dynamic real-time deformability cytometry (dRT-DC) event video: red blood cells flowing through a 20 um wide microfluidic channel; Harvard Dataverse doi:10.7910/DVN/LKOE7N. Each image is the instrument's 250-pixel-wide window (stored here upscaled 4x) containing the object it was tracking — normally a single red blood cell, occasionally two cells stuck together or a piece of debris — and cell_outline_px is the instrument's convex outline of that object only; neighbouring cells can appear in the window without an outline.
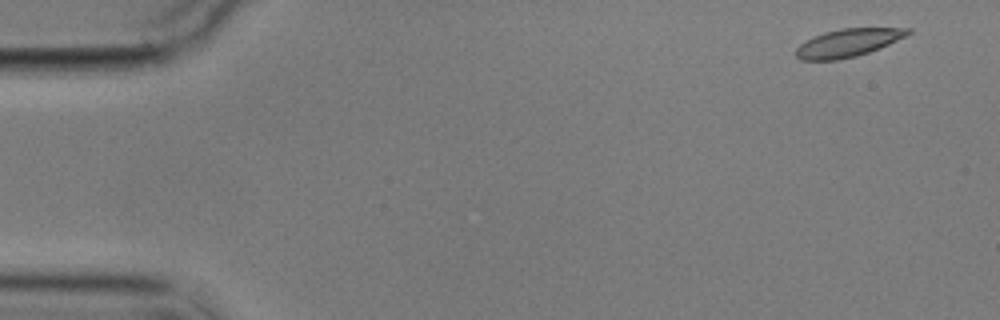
{"species": "common noctule bat (a hibernating species)", "species_latin": "Nyctalus noctula", "temperature_condition": "cold", "stored_images_in_passage": 5, "camera_frame_rate_fps": 3000, "um_per_image_px": 0.085, "animal": {"sex": "male", "body_mass_g": 17.9}, "frame": {"image": 1, "passage_image": 1, "time_ms": 0.0, "image_size_px": [1000, 320], "cell_outline_px": [[912, 32], [908, 36], [880, 48], [856, 56], [836, 60], [800, 60], [796, 56], [796, 48], [800, 44], [824, 32], [840, 28], [912, 28]], "centroid_in_image_um": [72.13, 3.63], "position_along_channel_um": 12.9, "area_um2": 18.21}}
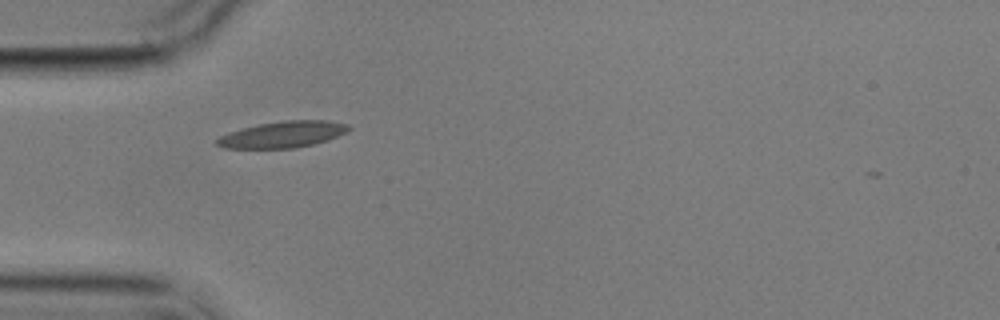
{"frame": {"image": 2, "passage_image": 4, "time_ms": 4.667, "image_size_px": [1000, 320], "cell_outline_px": [[352, 128], [328, 140], [312, 144], [292, 148], [224, 148], [216, 144], [216, 140], [220, 136], [244, 128], [260, 124], [284, 120], [328, 120], [348, 124]], "centroid_in_image_um": [24.06, 11.42], "position_along_channel_um": 60.9, "area_um2": 19.88}}
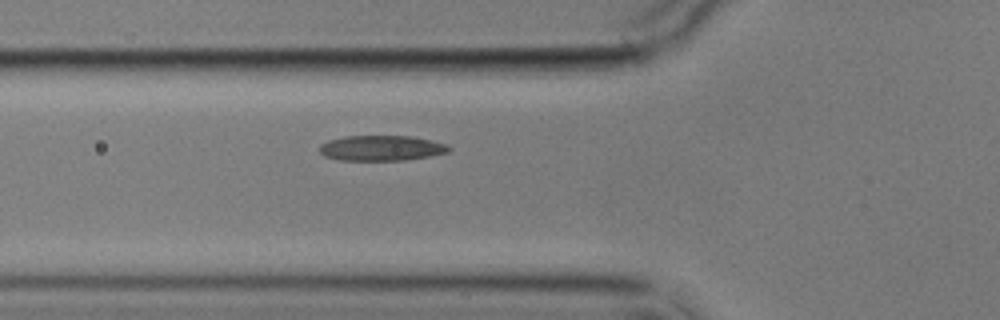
{"frame": {"image": 3, "passage_image": 5, "time_ms": 5.667, "image_size_px": [1000, 320], "cell_outline_px": [[452, 148], [448, 152], [428, 156], [404, 160], [340, 160], [324, 156], [320, 152], [320, 144], [328, 140], [344, 136], [412, 136], [448, 144]], "centroid_in_image_um": [32.41, 12.58], "position_along_channel_um": 93.4, "area_um2": 19.07}}